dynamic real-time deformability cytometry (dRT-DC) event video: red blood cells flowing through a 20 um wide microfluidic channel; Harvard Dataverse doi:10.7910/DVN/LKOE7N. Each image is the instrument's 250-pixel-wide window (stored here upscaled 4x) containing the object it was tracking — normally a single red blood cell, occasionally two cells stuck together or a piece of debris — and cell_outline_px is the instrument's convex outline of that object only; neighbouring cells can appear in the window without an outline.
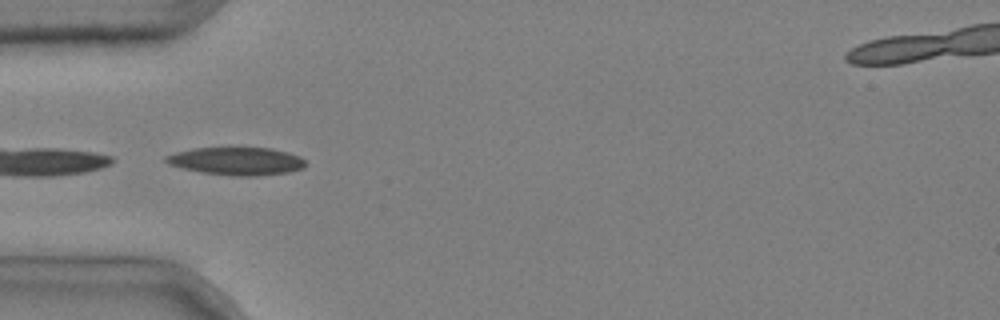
{"species": "common noctule bat (a hibernating species)", "species_latin": "Nyctalus noctula", "temperature_condition": "cold", "stored_images_in_passage": 6, "camera_frame_rate_fps": 3000, "um_per_image_px": 0.085, "animal": {"sex": "male", "body_mass_g": 20.4}, "frame": {"image": 1, "passage_image": 5, "time_ms": 1.333, "image_size_px": [1000, 320], "cell_outline_px": [[308, 164], [304, 168], [288, 172], [256, 176], [232, 176], [204, 172], [184, 168], [168, 164], [164, 160], [164, 156], [176, 152], [192, 148], [272, 148], [288, 152], [300, 156]], "centroid_in_image_um": [20.14, 13.69], "position_along_channel_um": 64.9, "area_um2": 22.66}}